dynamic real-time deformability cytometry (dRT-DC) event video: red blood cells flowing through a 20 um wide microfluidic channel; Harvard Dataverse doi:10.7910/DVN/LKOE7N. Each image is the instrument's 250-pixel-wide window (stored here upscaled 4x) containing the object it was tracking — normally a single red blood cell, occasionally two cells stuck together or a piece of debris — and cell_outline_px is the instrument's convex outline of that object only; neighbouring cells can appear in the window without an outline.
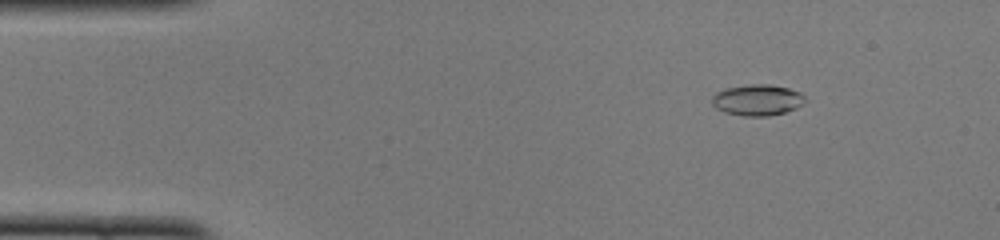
{"species": "common noctule bat (a hibernating species)", "species_latin": "Nyctalus noctula", "temperature_condition": "cold", "stored_images_in_passage": 51, "camera_frame_rate_fps": 3000, "um_per_image_px": 0.085, "animal": {"sex": "female", "body_mass_g": 22.0, "forearm_length_mm": 56.7}, "frame": {"image": 1, "passage_image": 7, "time_ms": 2.0, "image_size_px": [1000, 240], "cell_outline_px": [[808, 100], [796, 108], [784, 112], [768, 116], [744, 116], [724, 112], [716, 108], [712, 104], [712, 96], [716, 92], [724, 88], [748, 84], [768, 84], [788, 88], [800, 92]], "centroid_in_image_um": [64.37, 8.49], "position_along_channel_um": 20.6, "area_um2": 16.99}}
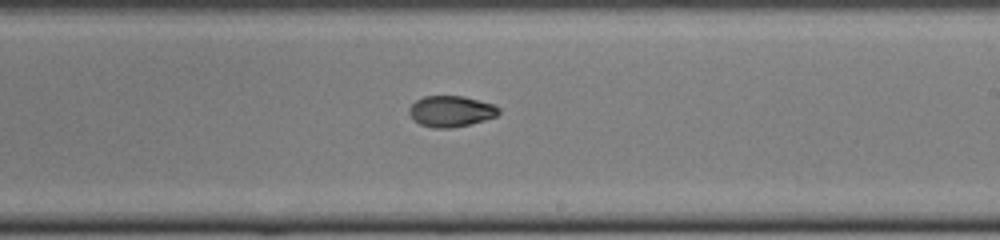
{"frame": {"image": 2, "passage_image": 30, "time_ms": 9.667, "image_size_px": [1000, 240], "cell_outline_px": [[500, 112], [496, 116], [484, 120], [452, 128], [432, 128], [420, 124], [412, 120], [408, 112], [408, 108], [416, 100], [424, 96], [464, 96], [496, 104], [500, 108]], "centroid_in_image_um": [38.32, 9.45], "position_along_channel_um": 250.7, "area_um2": 16.42}}
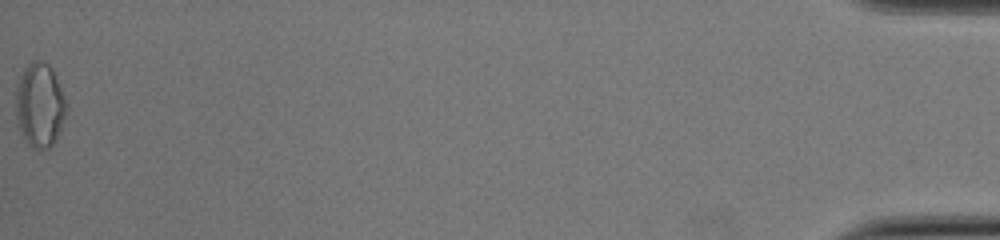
{"frame": {"image": 3, "passage_image": 51, "time_ms": 16.667, "image_size_px": [1000, 240], "cell_outline_px": [[68, 104], [56, 140], [48, 148], [32, 148], [28, 144], [20, 132], [16, 124], [16, 84], [24, 68], [32, 60], [40, 60], [48, 64], [52, 68], [56, 76]], "centroid_in_image_um": [3.36, 8.91], "position_along_channel_um": 431.8, "area_um2": 24.97}, "authors_computed_cell_mechanics": {"area_um2": 16.6464, "velocity_mm_per_s": 4.0082, "shape_relaxation_time_tau1_ms": null, "shape_relaxation_time_tau2_ms": 10.3786, "deformation_change_tau1": null, "deformation_change_tau2": 0.1367}}